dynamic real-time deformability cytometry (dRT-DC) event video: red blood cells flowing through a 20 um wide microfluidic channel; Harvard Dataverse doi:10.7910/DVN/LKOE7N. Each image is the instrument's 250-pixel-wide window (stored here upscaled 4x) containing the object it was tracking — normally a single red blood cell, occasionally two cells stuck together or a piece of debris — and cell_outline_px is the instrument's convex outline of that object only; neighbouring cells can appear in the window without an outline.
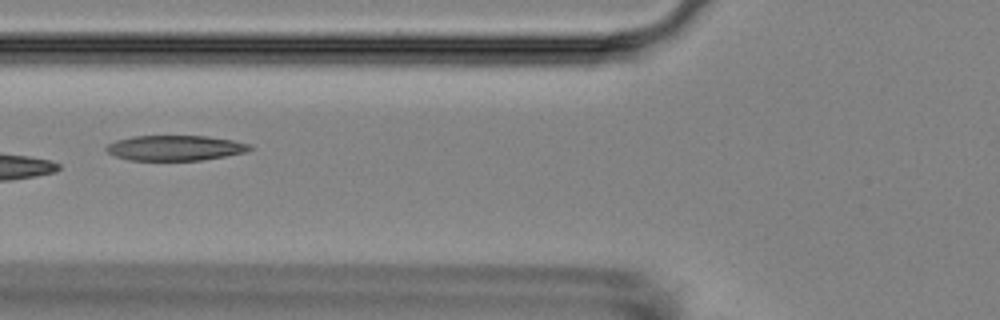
{"species": "Egyptian fruit bat (a non-hibernating species)", "species_latin": "Rousettus aegyptiacus", "temperature_condition": "room temperature", "stored_images_in_passage": 9, "camera_frame_rate_fps": 3000, "um_per_image_px": 0.085, "animal": {"sex": "female"}, "frame": {"image": 1, "passage_image": 7, "time_ms": 7.333, "image_size_px": [1000, 320], "cell_outline_px": [[252, 148], [244, 152], [224, 156], [200, 160], [128, 160], [116, 156], [108, 152], [104, 148], [108, 144], [116, 140], [132, 136], [208, 136], [232, 140], [252, 144]], "centroid_in_image_um": [14.87, 12.57], "position_along_channel_um": 110.9, "area_um2": 20.98}}